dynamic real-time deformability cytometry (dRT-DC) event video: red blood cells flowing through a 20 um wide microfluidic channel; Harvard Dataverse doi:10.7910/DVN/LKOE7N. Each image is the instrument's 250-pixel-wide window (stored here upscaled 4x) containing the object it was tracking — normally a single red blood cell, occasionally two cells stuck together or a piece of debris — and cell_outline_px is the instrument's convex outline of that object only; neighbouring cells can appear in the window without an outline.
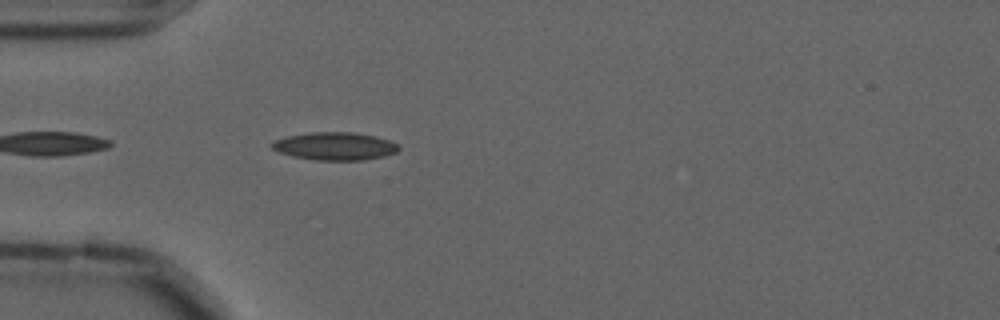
{"species": "common noctule bat (a hibernating species)", "species_latin": "Nyctalus noctula", "temperature_condition": "cold", "stored_images_in_passage": 27, "camera_frame_rate_fps": 3000, "um_per_image_px": 0.085, "animal": {"sex": "male", "forearm_length_mm": 52.5}, "frame": {"image": 1, "passage_image": 3, "time_ms": 0.667, "image_size_px": [1000, 320], "cell_outline_px": [[400, 148], [396, 152], [384, 156], [364, 160], [312, 160], [292, 156], [280, 152], [272, 148], [268, 144], [272, 140], [288, 136], [312, 132], [352, 132], [376, 136], [400, 144]], "centroid_in_image_um": [28.45, 12.42], "position_along_channel_um": 56.5, "area_um2": 20.75}}
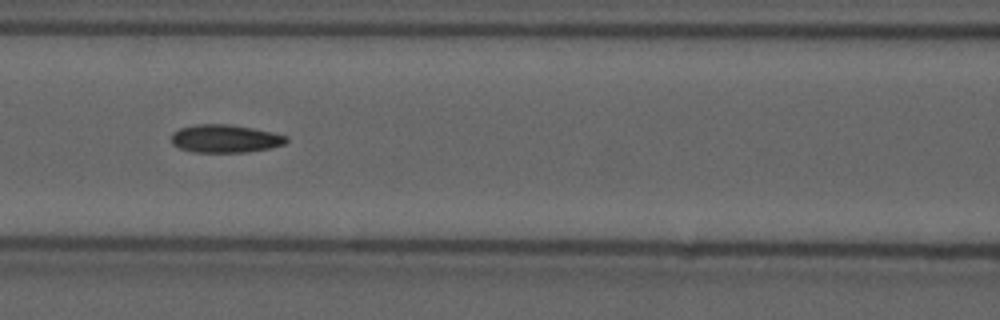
{"frame": {"image": 2, "passage_image": 11, "time_ms": 3.333, "image_size_px": [1000, 320], "cell_outline_px": [[288, 140], [284, 144], [268, 148], [248, 152], [192, 152], [180, 148], [172, 144], [172, 132], [180, 128], [196, 124], [228, 124], [252, 128], [272, 132], [288, 136]], "centroid_in_image_um": [19.12, 11.78], "position_along_channel_um": 147.5, "area_um2": 18.73}}
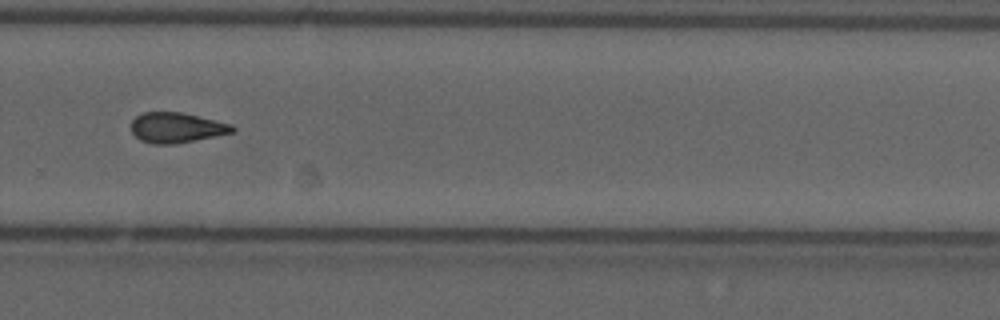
{"frame": {"image": 3, "passage_image": 25, "time_ms": 8.0, "image_size_px": [1000, 320], "cell_outline_px": [[236, 128], [232, 132], [216, 136], [172, 144], [152, 144], [140, 140], [132, 132], [132, 120], [136, 116], [144, 112], [180, 112], [232, 124]], "centroid_in_image_um": [14.99, 10.85], "position_along_channel_um": 314.8, "area_um2": 17.63}}